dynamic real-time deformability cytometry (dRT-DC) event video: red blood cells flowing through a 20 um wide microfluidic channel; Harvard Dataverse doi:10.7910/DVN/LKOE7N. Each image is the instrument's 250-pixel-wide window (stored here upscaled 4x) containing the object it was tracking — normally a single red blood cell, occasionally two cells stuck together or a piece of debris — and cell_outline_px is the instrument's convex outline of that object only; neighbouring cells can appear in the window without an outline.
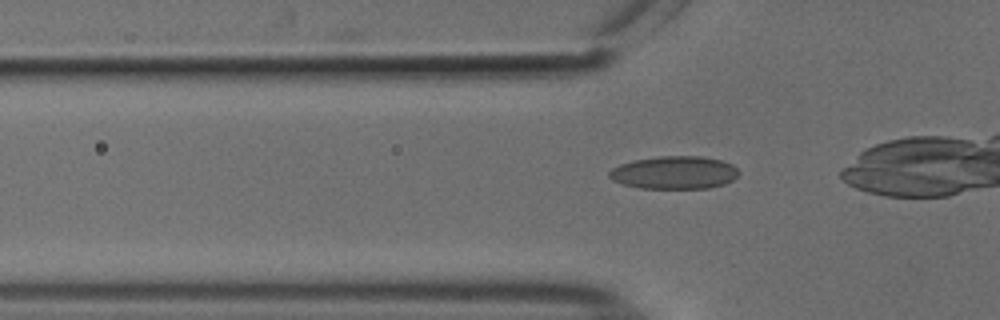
{"species": "common noctule bat (a hibernating species)", "species_latin": "Nyctalus noctula", "temperature_condition": "cold", "stored_images_in_passage": 23, "camera_frame_rate_fps": 3000, "um_per_image_px": 0.085, "animal": {"sex": "male", "body_mass_g": 18.8}, "frame": {"image": 1, "passage_image": 10, "time_ms": 3.0, "image_size_px": [1000, 320], "cell_outline_px": [[740, 172], [732, 180], [724, 184], [708, 188], [640, 188], [624, 184], [612, 180], [608, 176], [608, 172], [612, 168], [620, 164], [636, 160], [660, 156], [700, 156], [720, 160], [732, 164]], "centroid_in_image_um": [57.31, 14.67], "position_along_channel_um": 68.5, "area_um2": 24.68}}
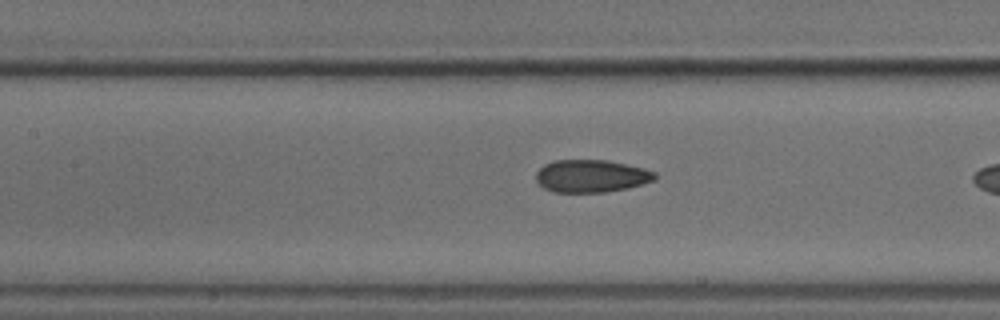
{"frame": {"image": 2, "passage_image": 17, "time_ms": 5.333, "image_size_px": [1000, 320], "cell_outline_px": [[656, 180], [628, 188], [604, 192], [552, 192], [544, 188], [536, 180], [536, 172], [544, 164], [552, 160], [608, 160], [644, 168], [656, 172]], "centroid_in_image_um": [50.26, 14.96], "position_along_channel_um": 157.1, "area_um2": 22.72}}
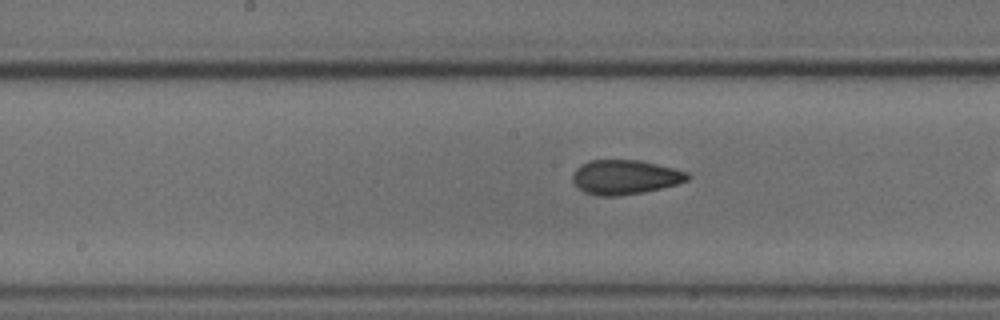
{"frame": {"image": 3, "passage_image": 20, "time_ms": 6.333, "image_size_px": [1000, 320], "cell_outline_px": [[692, 176], [688, 180], [676, 184], [644, 192], [616, 196], [596, 196], [584, 192], [572, 180], [572, 176], [576, 168], [580, 164], [588, 160], [640, 160], [688, 172]], "centroid_in_image_um": [53.11, 15.05], "position_along_channel_um": 195.1, "area_um2": 23.06}}